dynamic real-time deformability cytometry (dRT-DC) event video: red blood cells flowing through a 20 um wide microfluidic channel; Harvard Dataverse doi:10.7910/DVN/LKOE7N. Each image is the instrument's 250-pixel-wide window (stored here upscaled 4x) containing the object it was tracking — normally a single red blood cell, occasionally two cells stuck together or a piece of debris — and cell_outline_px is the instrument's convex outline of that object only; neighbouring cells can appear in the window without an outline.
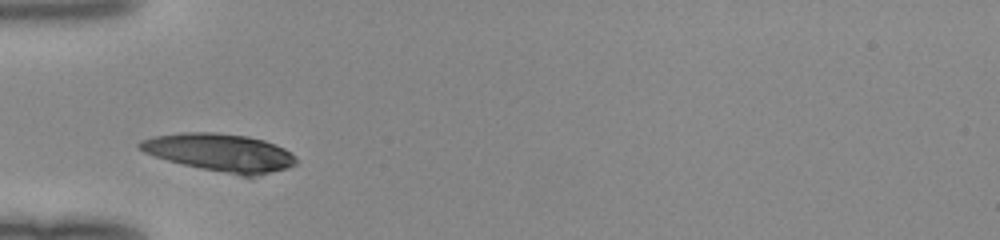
{"species": "human", "species_latin": "Homo sapiens", "temperature_condition": "room temperature", "stored_images_in_passage": 26, "camera_frame_rate_fps": 3000, "um_per_image_px": 0.085, "donor": {"sex": "female"}, "frame": {"image": 1, "passage_image": 1, "time_ms": 0.0, "image_size_px": [1000, 240], "cell_outline_px": [[296, 164], [288, 168], [256, 176], [240, 176], [200, 168], [168, 160], [144, 152], [136, 148], [136, 144], [140, 140], [152, 136], [180, 132], [216, 132], [248, 136], [264, 140], [276, 144], [292, 152], [296, 160]], "centroid_in_image_um": [18.69, 12.95], "position_along_channel_um": 66.3, "area_um2": 34.68}}
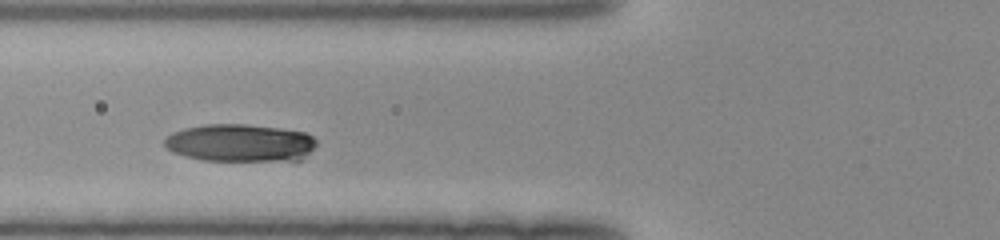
{"frame": {"image": 2, "passage_image": 4, "time_ms": 1.0, "image_size_px": [1000, 240], "cell_outline_px": [[316, 144], [304, 160], [204, 160], [184, 156], [172, 152], [164, 144], [164, 140], [172, 132], [184, 128], [204, 124], [244, 124], [280, 128], [304, 132], [312, 136], [316, 140]], "centroid_in_image_um": [20.41, 12.14], "position_along_channel_um": 105.4, "area_um2": 33.29}}
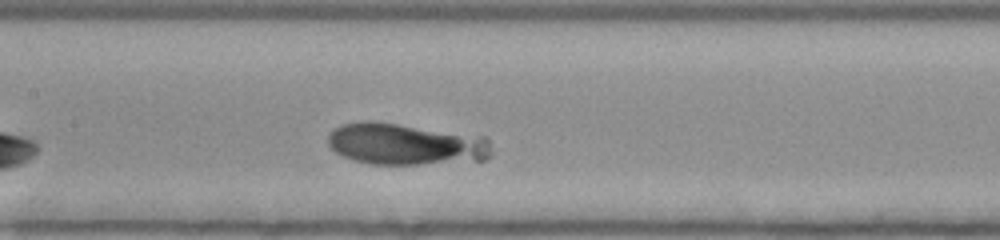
{"frame": {"image": 3, "passage_image": 9, "time_ms": 2.667, "image_size_px": [1000, 240], "cell_outline_px": [[492, 156], [484, 160], [420, 164], [368, 164], [352, 160], [336, 152], [328, 144], [328, 132], [340, 124], [360, 120], [372, 120], [484, 136], [488, 140]], "centroid_in_image_um": [34.43, 12.24], "position_along_channel_um": 173.0, "area_um2": 40.0}}